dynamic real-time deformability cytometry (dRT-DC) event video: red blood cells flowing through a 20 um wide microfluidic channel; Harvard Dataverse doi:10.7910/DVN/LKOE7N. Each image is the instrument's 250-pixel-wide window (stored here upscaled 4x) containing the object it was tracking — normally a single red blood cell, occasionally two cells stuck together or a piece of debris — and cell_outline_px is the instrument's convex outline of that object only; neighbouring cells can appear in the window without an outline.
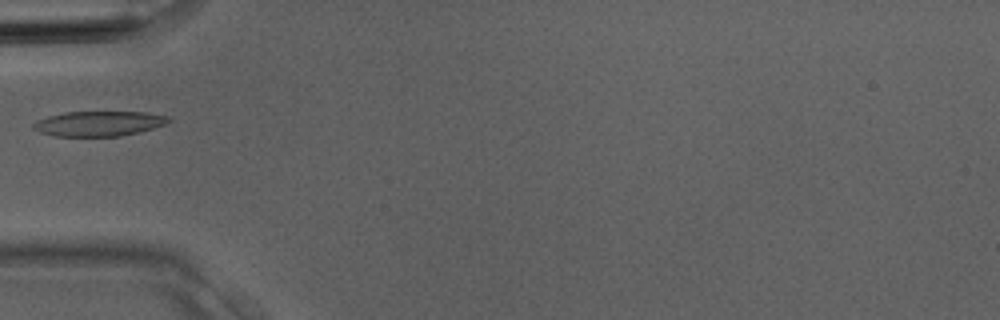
{"species": "Egyptian fruit bat (a non-hibernating species)", "species_latin": "Rousettus aegyptiacus", "temperature_condition": "room temperature", "stored_images_in_passage": 3, "camera_frame_rate_fps": 3000, "um_per_image_px": 0.085, "animal": {"sex": "male"}, "frame": {"image": 1, "passage_image": 3, "time_ms": 0.667, "image_size_px": [1000, 320], "cell_outline_px": [[172, 120], [164, 124], [140, 132], [120, 136], [52, 136], [40, 132], [32, 128], [32, 124], [36, 120], [48, 116], [64, 112], [148, 112], [168, 116]], "centroid_in_image_um": [8.38, 10.5], "position_along_channel_um": 76.6, "area_um2": 19.77}}